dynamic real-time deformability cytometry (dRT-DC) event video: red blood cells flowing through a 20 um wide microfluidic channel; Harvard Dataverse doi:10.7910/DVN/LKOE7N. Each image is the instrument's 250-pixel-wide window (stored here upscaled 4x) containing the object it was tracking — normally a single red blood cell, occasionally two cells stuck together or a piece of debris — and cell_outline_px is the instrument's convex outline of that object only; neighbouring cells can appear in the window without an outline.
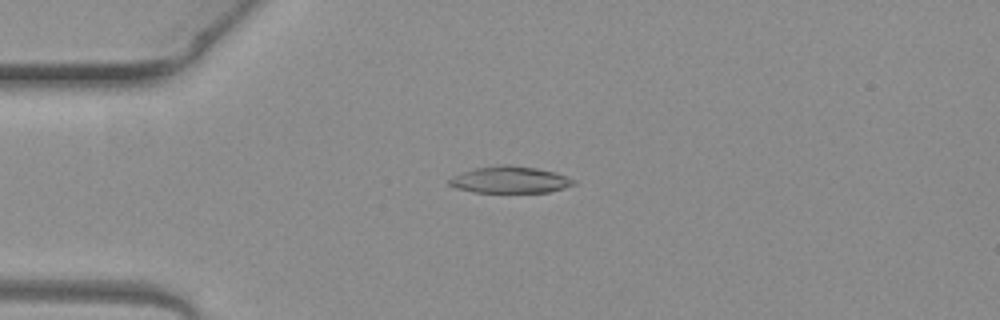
{"species": "common noctule bat (a hibernating species)", "species_latin": "Nyctalus noctula", "temperature_condition": "warm", "stored_images_in_passage": 6, "camera_frame_rate_fps": 3000, "um_per_image_px": 0.085, "animal": {"sex": "female", "body_mass_g": 19.3, "forearm_length_mm": 54.1}, "frame": {"image": 1, "passage_image": 4, "time_ms": 1.0, "image_size_px": [1000, 320], "cell_outline_px": [[576, 184], [564, 188], [548, 192], [472, 192], [456, 188], [448, 184], [448, 180], [452, 176], [476, 168], [500, 164], [508, 164], [536, 168], [556, 172], [576, 180]], "centroid_in_image_um": [43.36, 15.28], "position_along_channel_um": 41.6, "area_um2": 19.42}}
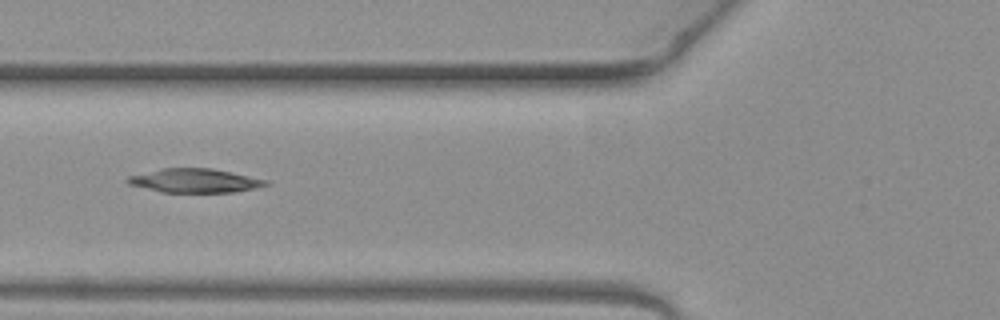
{"frame": {"image": 2, "passage_image": 6, "time_ms": 1.667, "image_size_px": [1000, 320], "cell_outline_px": [[268, 184], [236, 192], [160, 192], [128, 184], [124, 180], [128, 176], [164, 168], [212, 168], [268, 180]], "centroid_in_image_um": [16.51, 15.35], "position_along_channel_um": 109.3, "area_um2": 19.07}}